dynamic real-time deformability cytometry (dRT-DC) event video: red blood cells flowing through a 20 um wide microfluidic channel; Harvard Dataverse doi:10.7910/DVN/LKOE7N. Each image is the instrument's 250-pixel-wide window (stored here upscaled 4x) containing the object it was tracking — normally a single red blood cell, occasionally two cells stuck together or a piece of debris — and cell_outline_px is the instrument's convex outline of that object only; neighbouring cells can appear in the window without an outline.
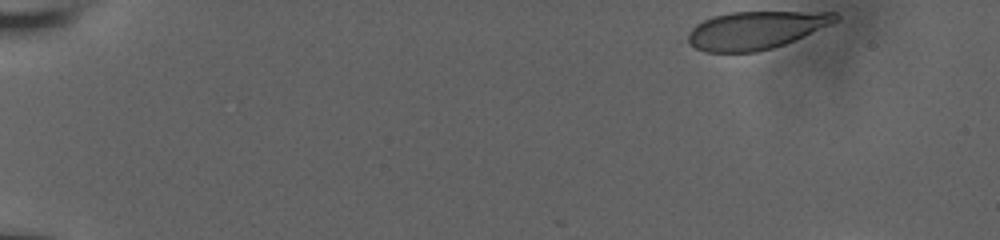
{"species": "human", "species_latin": "Homo sapiens", "temperature_condition": "room temperature", "stored_images_in_passage": 19, "camera_frame_rate_fps": 3000, "um_per_image_px": 0.085, "donor": {"sex": "male"}, "frame": {"image": 1, "passage_image": 1, "time_ms": 0.0, "image_size_px": [1000, 240], "cell_outline_px": [[840, 16], [836, 20], [828, 24], [784, 44], [772, 48], [756, 52], [704, 52], [676, 40], [696, 24], [712, 16], [728, 12], [836, 12]], "centroid_in_image_um": [64.01, 2.58], "position_along_channel_um": 21.0, "area_um2": 32.89}}
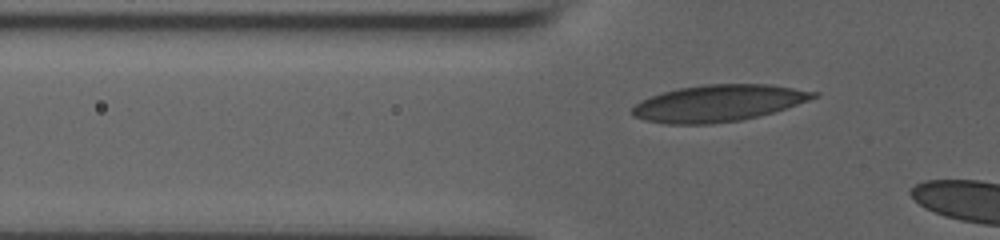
{"frame": {"image": 2, "passage_image": 15, "time_ms": 4.667, "image_size_px": [1000, 240], "cell_outline_px": [[820, 96], [772, 112], [740, 120], [712, 124], [664, 124], [644, 120], [632, 116], [632, 108], [640, 100], [664, 92], [680, 88], [704, 84], [772, 84], [820, 92]], "centroid_in_image_um": [61.05, 8.77], "position_along_channel_um": 64.7, "area_um2": 38.67}}